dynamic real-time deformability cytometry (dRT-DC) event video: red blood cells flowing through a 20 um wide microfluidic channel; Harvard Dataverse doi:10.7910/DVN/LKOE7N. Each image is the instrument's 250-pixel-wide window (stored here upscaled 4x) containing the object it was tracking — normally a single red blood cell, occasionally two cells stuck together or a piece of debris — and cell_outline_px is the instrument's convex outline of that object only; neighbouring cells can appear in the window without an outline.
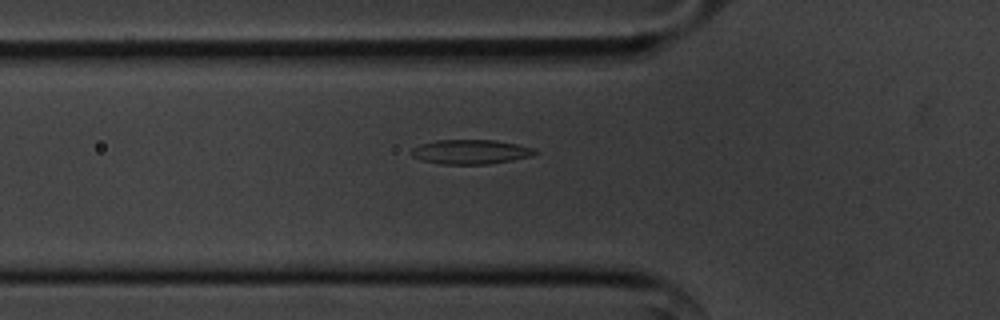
{"species": "common noctule bat (a hibernating species)", "species_latin": "Nyctalus noctula", "temperature_condition": "cold", "stored_images_in_passage": 37, "camera_frame_rate_fps": 3000, "um_per_image_px": 0.085, "animal": {"sex": "male", "body_mass_g": 20.1, "forearm_length_mm": 53.5}, "frame": {"image": 1, "passage_image": 3, "time_ms": 0.667, "image_size_px": [1000, 320], "cell_outline_px": [[540, 152], [532, 156], [512, 160], [488, 164], [440, 164], [420, 160], [412, 156], [408, 152], [412, 148], [420, 144], [436, 140], [496, 140], [536, 148]], "centroid_in_image_um": [40.0, 12.9], "position_along_channel_um": 85.8, "area_um2": 17.86}}
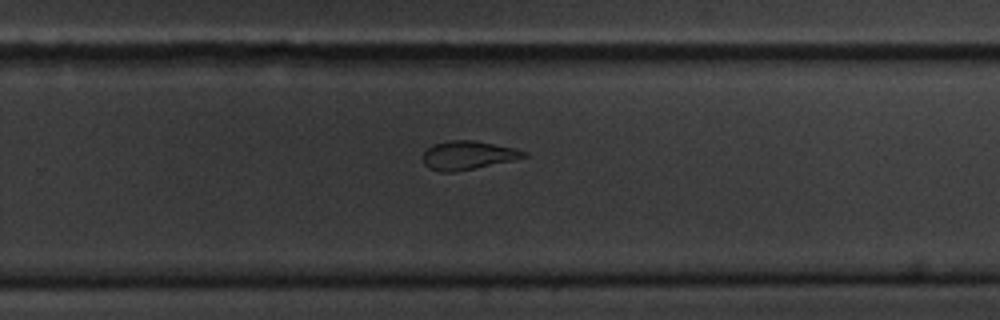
{"frame": {"image": 2, "passage_image": 20, "time_ms": 6.333, "image_size_px": [1000, 320], "cell_outline_px": [[528, 156], [512, 160], [476, 168], [452, 172], [440, 172], [428, 168], [424, 164], [424, 152], [432, 144], [448, 140], [476, 140], [516, 148], [528, 152]], "centroid_in_image_um": [39.78, 13.18], "position_along_channel_um": 290.0, "area_um2": 16.94}}
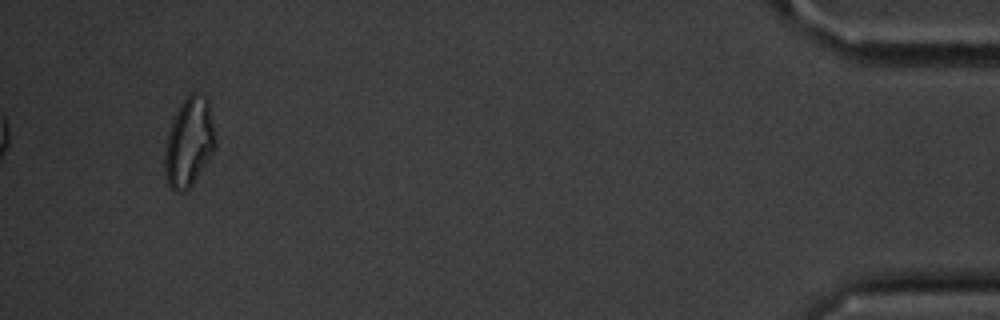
{"frame": {"image": 3, "passage_image": 37, "time_ms": 12.0, "image_size_px": [1000, 320], "cell_outline_px": [[216, 148], [192, 184], [184, 192], [176, 192], [168, 184], [164, 176], [164, 156], [168, 136], [172, 124], [180, 104], [192, 92], [196, 92], [204, 96], [208, 100], [216, 140]], "centroid_in_image_um": [16.08, 12.12], "position_along_channel_um": 419.1, "area_um2": 25.89}, "authors_computed_cell_mechanics": {"area_um2": 17.2822, "velocity_mm_per_s": 3.6009, "shape_relaxation_time_tau1_ms": null, "shape_relaxation_time_tau2_ms": 4.0528, "deformation_change_tau1": null, "deformation_change_tau2": 0.0967}}